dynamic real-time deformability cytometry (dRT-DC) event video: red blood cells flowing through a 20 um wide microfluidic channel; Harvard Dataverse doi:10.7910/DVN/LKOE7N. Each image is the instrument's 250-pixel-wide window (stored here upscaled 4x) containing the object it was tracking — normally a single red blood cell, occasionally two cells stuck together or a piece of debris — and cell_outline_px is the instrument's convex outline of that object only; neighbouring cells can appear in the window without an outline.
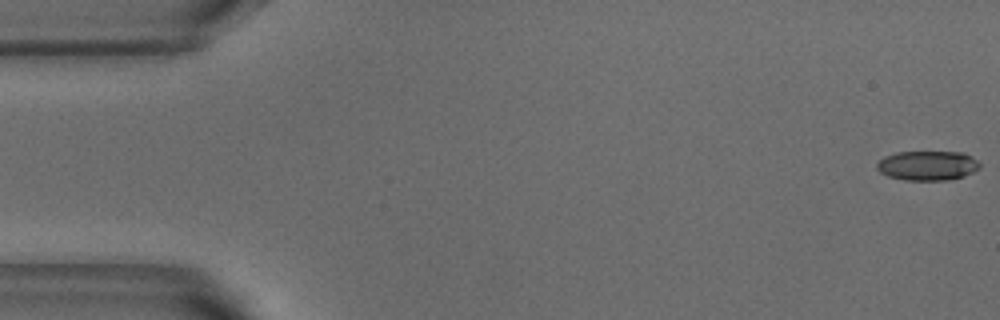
{"species": "common noctule bat (a hibernating species)", "species_latin": "Nyctalus noctula", "temperature_condition": "warm", "stored_images_in_passage": 53, "camera_frame_rate_fps": 3000, "um_per_image_px": 0.085, "animal": {"sex": "male", "body_mass_g": 18.8}, "frame": {"image": 1, "passage_image": 1, "time_ms": 0.0, "image_size_px": [1000, 320], "cell_outline_px": [[980, 168], [964, 176], [948, 180], [904, 180], [888, 176], [880, 172], [876, 168], [876, 164], [884, 156], [896, 152], [964, 152], [976, 160], [980, 164]], "centroid_in_image_um": [78.83, 14.07], "position_along_channel_um": 6.2, "area_um2": 17.74}}
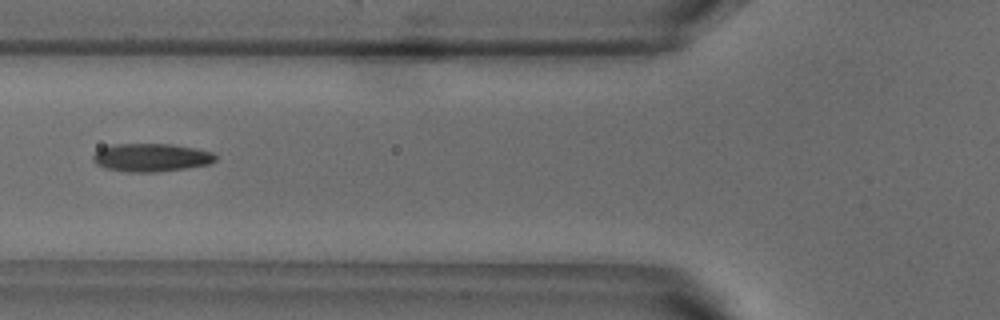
{"frame": {"image": 2, "passage_image": 20, "time_ms": 6.333, "image_size_px": [1000, 320], "cell_outline_px": [[216, 160], [208, 164], [188, 168], [156, 172], [128, 172], [104, 168], [96, 164], [92, 160], [92, 156], [100, 148], [112, 144], [172, 144], [196, 148], [212, 152], [216, 156]], "centroid_in_image_um": [12.83, 13.39], "position_along_channel_um": 113.0, "area_um2": 20.23}}
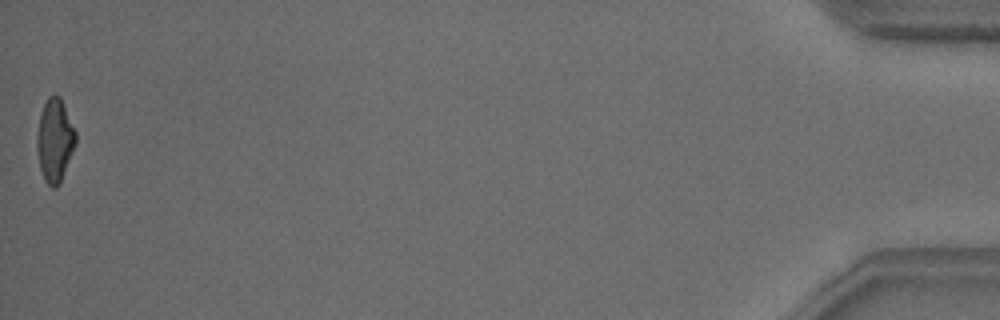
{"frame": {"image": 3, "passage_image": 53, "time_ms": 17.333, "image_size_px": [1000, 320], "cell_outline_px": [[76, 144], [60, 184], [56, 188], [52, 188], [44, 180], [40, 168], [36, 144], [36, 136], [40, 116], [44, 104], [48, 96], [60, 96], [76, 132]], "centroid_in_image_um": [4.66, 11.96], "position_along_channel_um": 430.5, "area_um2": 18.73}, "authors_computed_cell_mechanics": {"area_um2": 19.363, "velocity_mm_per_s": 3.8026, "shape_relaxation_time_tau1_ms": 10.4751, "shape_relaxation_time_tau2_ms": 2.3318, "deformation_change_tau1": 0.2579, "deformation_change_tau2": 0.1084}}